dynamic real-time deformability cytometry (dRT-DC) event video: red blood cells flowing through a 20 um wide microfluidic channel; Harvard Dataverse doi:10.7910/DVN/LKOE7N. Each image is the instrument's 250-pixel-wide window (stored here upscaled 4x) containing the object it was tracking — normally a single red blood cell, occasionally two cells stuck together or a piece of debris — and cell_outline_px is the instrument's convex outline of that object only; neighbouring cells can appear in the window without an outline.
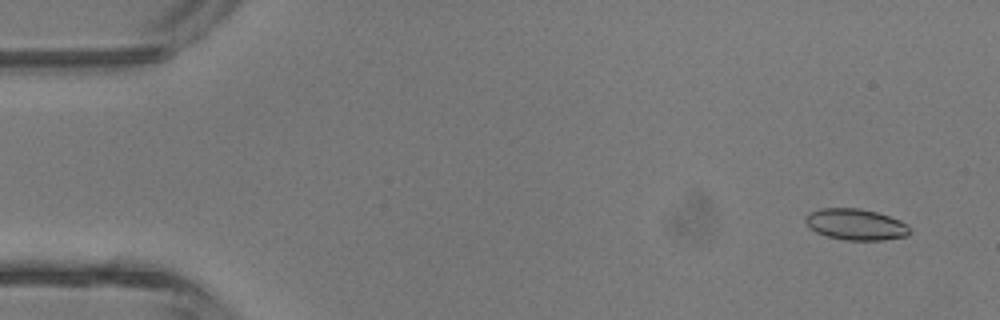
{"species": "common noctule bat (a hibernating species)", "species_latin": "Nyctalus noctula", "temperature_condition": "room temperature", "stored_images_in_passage": 45, "camera_frame_rate_fps": 3000, "um_per_image_px": 0.085, "animal": {"sex": "male", "body_mass_g": 13.3}, "frame": {"image": 1, "passage_image": 3, "time_ms": 0.667, "image_size_px": [1000, 320], "cell_outline_px": [[912, 232], [908, 236], [884, 240], [844, 240], [828, 236], [816, 232], [804, 220], [808, 212], [820, 208], [856, 208], [876, 212], [900, 220], [908, 224]], "centroid_in_image_um": [72.78, 19.08], "position_along_channel_um": 12.2, "area_um2": 19.02}}
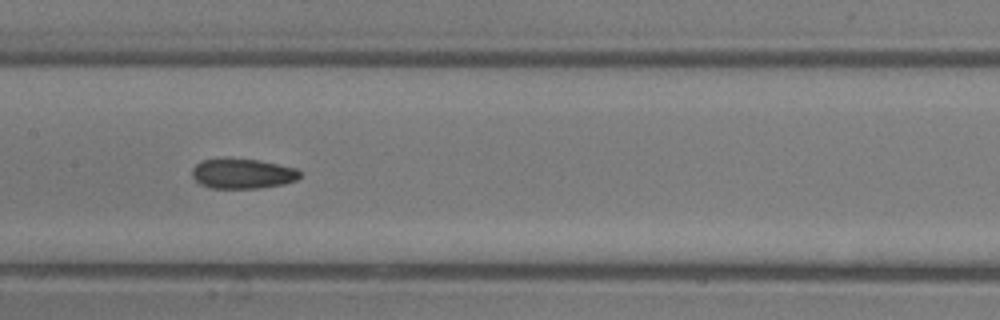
{"frame": {"image": 2, "passage_image": 22, "time_ms": 7.0, "image_size_px": [1000, 320], "cell_outline_px": [[300, 176], [296, 180], [284, 184], [260, 188], [212, 188], [200, 184], [192, 176], [192, 168], [200, 160], [256, 160], [296, 168], [300, 172]], "centroid_in_image_um": [20.62, 14.79], "position_along_channel_um": 186.8, "area_um2": 18.38}}
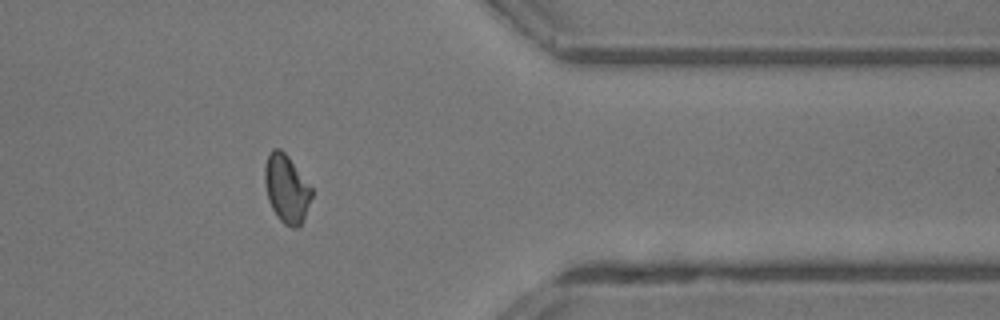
{"frame": {"image": 3, "passage_image": 36, "time_ms": 11.667, "image_size_px": [1000, 320], "cell_outline_px": [[312, 196], [300, 228], [292, 228], [284, 224], [276, 216], [268, 200], [264, 184], [264, 168], [268, 152], [272, 148], [280, 148], [288, 156], [312, 188]], "centroid_in_image_um": [24.33, 16.04], "position_along_channel_um": 387.1, "area_um2": 18.79}, "authors_computed_cell_mechanics": {"area_um2": 18.8428, "velocity_mm_per_s": 4.6885, "shape_relaxation_time_tau1_ms": null, "shape_relaxation_time_tau2_ms": 3.5362, "deformation_change_tau1": null, "deformation_change_tau2": 0.0944}}